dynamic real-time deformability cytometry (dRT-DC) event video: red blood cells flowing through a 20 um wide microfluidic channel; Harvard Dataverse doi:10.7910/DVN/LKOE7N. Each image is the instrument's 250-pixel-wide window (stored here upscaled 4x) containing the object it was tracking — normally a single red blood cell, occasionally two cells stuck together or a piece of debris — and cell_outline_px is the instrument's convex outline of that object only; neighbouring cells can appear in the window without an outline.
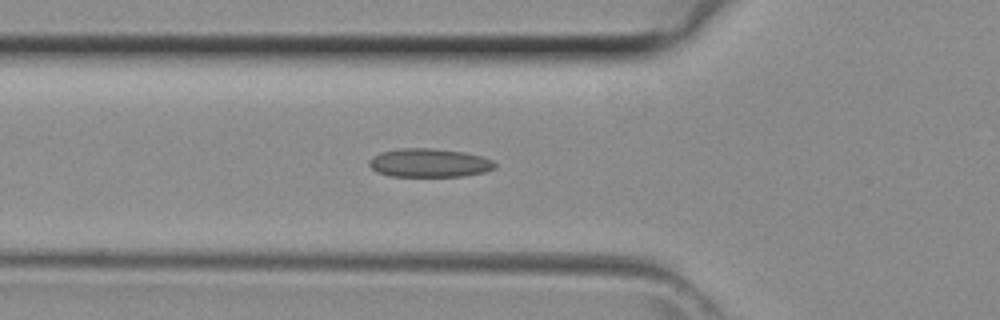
{"species": "common noctule bat (a hibernating species)", "species_latin": "Nyctalus noctula", "temperature_condition": "room temperature", "stored_images_in_passage": 28, "camera_frame_rate_fps": 3000, "um_per_image_px": 0.085, "animal": {"sex": "female", "body_mass_g": 29.2, "forearm_length_mm": 56.3}, "frame": {"image": 1, "passage_image": 4, "time_ms": 1.0, "image_size_px": [1000, 320], "cell_outline_px": [[496, 168], [484, 172], [464, 176], [392, 176], [380, 172], [372, 168], [368, 164], [368, 160], [372, 156], [380, 152], [400, 148], [432, 148], [464, 152], [484, 156], [492, 160], [496, 164]], "centroid_in_image_um": [36.51, 13.83], "position_along_channel_um": 89.3, "area_um2": 21.04}}
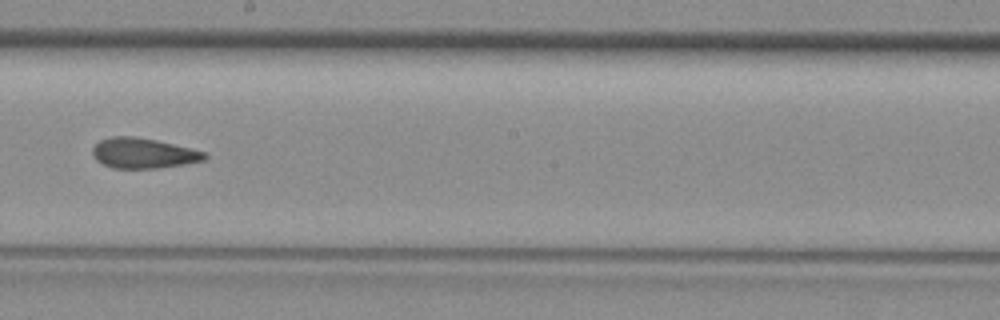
{"frame": {"image": 2, "passage_image": 13, "time_ms": 4.0, "image_size_px": [1000, 320], "cell_outline_px": [[208, 156], [204, 160], [184, 164], [160, 168], [112, 168], [96, 160], [92, 156], [92, 148], [100, 140], [112, 136], [136, 136], [156, 140], [204, 152]], "centroid_in_image_um": [12.14, 13.02], "position_along_channel_um": 236.1, "area_um2": 19.65}}
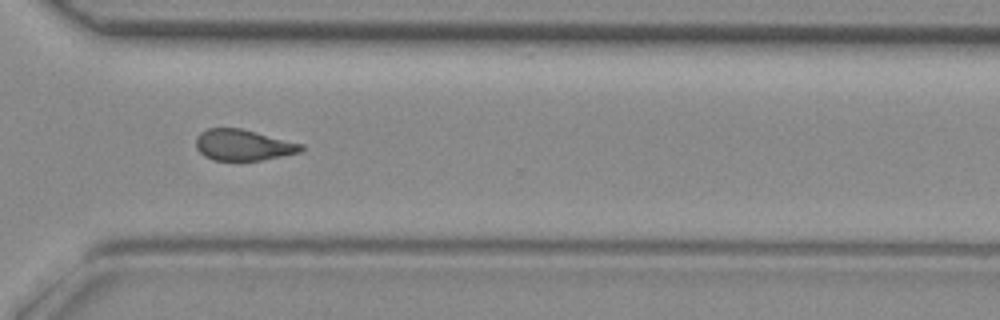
{"frame": {"image": 3, "passage_image": 20, "time_ms": 6.333, "image_size_px": [1000, 320], "cell_outline_px": [[304, 148], [300, 152], [260, 160], [212, 160], [204, 156], [196, 148], [196, 136], [200, 132], [208, 128], [240, 128], [304, 144]], "centroid_in_image_um": [20.64, 12.32], "position_along_channel_um": 350.0, "area_um2": 18.96}}